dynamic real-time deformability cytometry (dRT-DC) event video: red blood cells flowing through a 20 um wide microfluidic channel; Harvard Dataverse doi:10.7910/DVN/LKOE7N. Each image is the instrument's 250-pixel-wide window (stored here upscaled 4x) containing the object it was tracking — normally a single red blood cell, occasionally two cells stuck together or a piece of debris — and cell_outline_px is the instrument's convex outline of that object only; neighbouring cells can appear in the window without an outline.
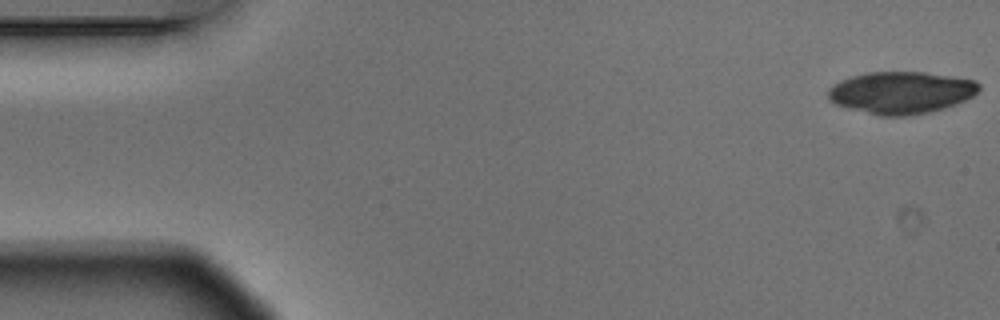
{"species": "Egyptian fruit bat (a non-hibernating species)", "species_latin": "Rousettus aegyptiacus", "temperature_condition": "warm", "stored_images_in_passage": 4, "camera_frame_rate_fps": 3000, "um_per_image_px": 0.085, "animal": {"sex": "male"}, "frame": {"image": 1, "passage_image": 4, "time_ms": 1.0, "image_size_px": [1000, 320], "cell_outline_px": [[980, 88], [972, 96], [956, 104], [944, 108], [928, 112], [904, 116], [880, 116], [836, 104], [828, 100], [828, 88], [832, 84], [840, 80], [852, 76], [868, 72], [924, 72], [976, 80], [980, 84]], "centroid_in_image_um": [76.58, 7.86], "position_along_channel_um": 8.4, "area_um2": 36.93}}